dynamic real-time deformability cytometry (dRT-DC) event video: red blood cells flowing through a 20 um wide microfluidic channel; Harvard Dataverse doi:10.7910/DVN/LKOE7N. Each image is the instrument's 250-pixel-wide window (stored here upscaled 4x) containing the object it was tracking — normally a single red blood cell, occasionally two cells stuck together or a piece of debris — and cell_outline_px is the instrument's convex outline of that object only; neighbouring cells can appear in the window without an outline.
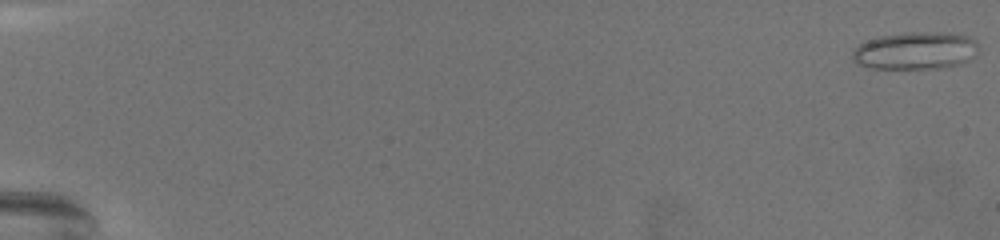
{"species": "common noctule bat (a hibernating species)", "species_latin": "Nyctalus noctula", "temperature_condition": "warm", "stored_images_in_passage": 1, "camera_frame_rate_fps": 3000, "um_per_image_px": 0.085, "animal": {"sex": "female", "body_mass_g": 19.5, "forearm_length_mm": 54.1}, "frame": {"image": 1, "passage_image": 1, "time_ms": 0.0, "image_size_px": [1000, 240], "cell_outline_px": [[976, 56], [968, 60], [956, 64], [936, 68], [872, 68], [860, 64], [852, 60], [852, 52], [860, 44], [868, 40], [880, 36], [908, 32], [936, 32], [968, 36], [976, 40]], "centroid_in_image_um": [77.8, 4.3], "position_along_channel_um": 7.2, "area_um2": 27.11}}